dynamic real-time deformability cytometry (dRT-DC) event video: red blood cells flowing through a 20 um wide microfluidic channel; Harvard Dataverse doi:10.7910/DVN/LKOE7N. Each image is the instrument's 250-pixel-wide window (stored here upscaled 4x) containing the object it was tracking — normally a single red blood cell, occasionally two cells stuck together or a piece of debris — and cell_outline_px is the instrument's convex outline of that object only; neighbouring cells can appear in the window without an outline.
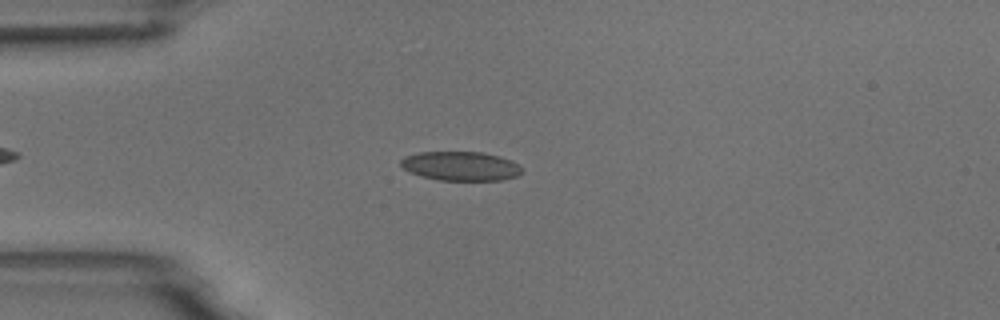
{"species": "common noctule bat (a hibernating species)", "species_latin": "Nyctalus noctula", "temperature_condition": "room temperature", "stored_images_in_passage": 43, "camera_frame_rate_fps": 3000, "um_per_image_px": 0.085, "animal": {"sex": "male", "body_mass_g": 18.8}, "frame": {"image": 1, "passage_image": 10, "time_ms": 3.0, "image_size_px": [1000, 320], "cell_outline_px": [[524, 172], [516, 176], [500, 180], [440, 180], [408, 172], [400, 164], [400, 160], [404, 156], [420, 152], [480, 152], [500, 156], [512, 160]], "centroid_in_image_um": [39.15, 14.11], "position_along_channel_um": 45.9, "area_um2": 20.46}}
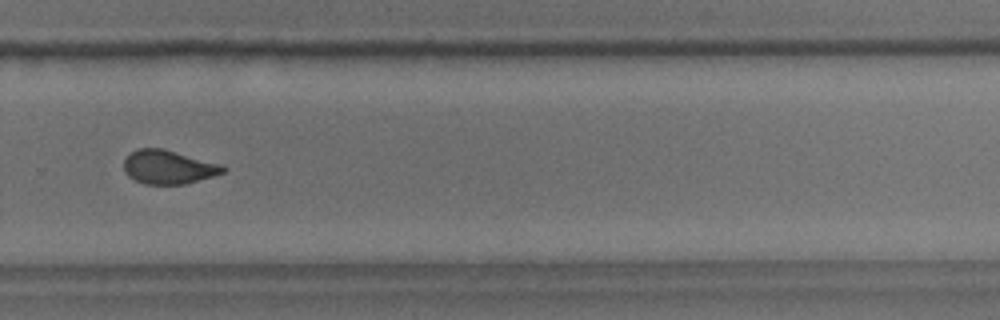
{"frame": {"image": 2, "passage_image": 33, "time_ms": 10.667, "image_size_px": [1000, 320], "cell_outline_px": [[228, 168], [224, 172], [212, 176], [184, 184], [144, 184], [128, 176], [124, 172], [124, 160], [136, 148], [164, 148], [224, 164]], "centroid_in_image_um": [14.35, 14.18], "position_along_channel_um": 315.5, "area_um2": 19.71}}
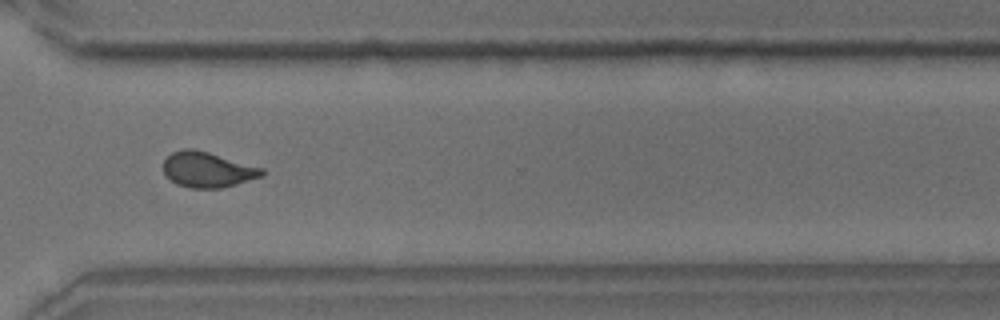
{"frame": {"image": 3, "passage_image": 36, "time_ms": 11.667, "image_size_px": [1000, 320], "cell_outline_px": [[264, 176], [236, 184], [220, 188], [192, 188], [176, 184], [164, 172], [164, 160], [172, 152], [184, 148], [192, 148], [208, 152], [264, 168]], "centroid_in_image_um": [17.66, 14.41], "position_along_channel_um": 352.9, "area_um2": 20.23}, "authors_computed_cell_mechanics": {"area_um2": 20.3456, "velocity_mm_per_s": 3.7321, "shape_relaxation_time_tau1_ms": null, "shape_relaxation_time_tau2_ms": 1.3174, "deformation_change_tau1": null, "deformation_change_tau2": 0.0656}}